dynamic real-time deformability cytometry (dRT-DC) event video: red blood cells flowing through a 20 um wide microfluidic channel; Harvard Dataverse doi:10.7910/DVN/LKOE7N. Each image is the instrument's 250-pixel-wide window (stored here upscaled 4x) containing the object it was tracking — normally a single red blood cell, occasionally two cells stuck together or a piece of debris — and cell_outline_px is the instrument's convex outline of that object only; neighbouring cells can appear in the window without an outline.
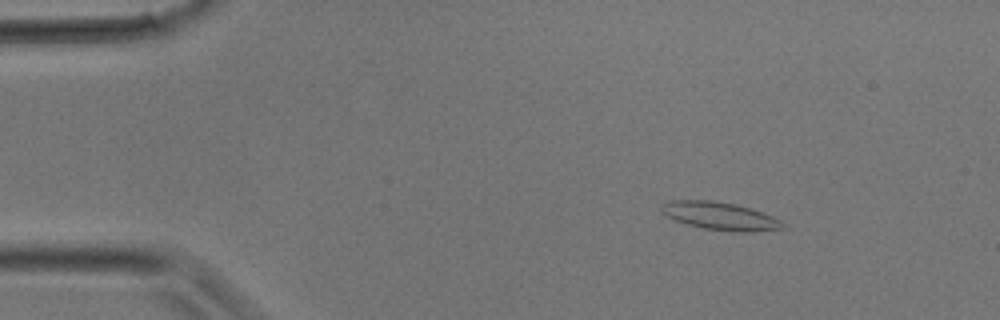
{"species": "common noctule bat (a hibernating species)", "species_latin": "Nyctalus noctula", "temperature_condition": "room temperature", "stored_images_in_passage": 24, "camera_frame_rate_fps": 3000, "um_per_image_px": 0.085, "animal": {"sex": "male", "body_mass_g": 17.9}, "frame": {"image": 1, "passage_image": 5, "time_ms": 1.333, "image_size_px": [1000, 320], "cell_outline_px": [[788, 228], [752, 232], [732, 232], [704, 228], [688, 224], [676, 220], [660, 212], [660, 204], [668, 200], [712, 200], [736, 204], [752, 208], [772, 216], [780, 220]], "centroid_in_image_um": [61.22, 18.36], "position_along_channel_um": 23.8, "area_um2": 19.94}}
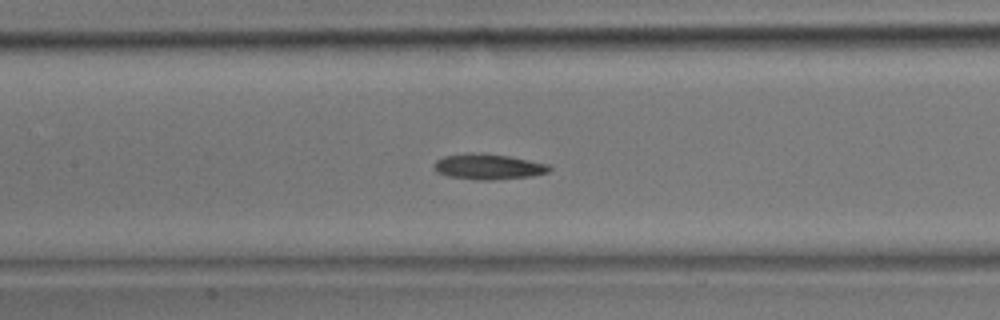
{"frame": {"image": 2, "passage_image": 15, "time_ms": 4.667, "image_size_px": [1000, 320], "cell_outline_px": [[552, 168], [548, 172], [532, 176], [492, 180], [476, 180], [448, 176], [436, 172], [432, 168], [432, 164], [436, 160], [444, 156], [472, 152], [480, 152], [508, 156], [548, 164]], "centroid_in_image_um": [41.45, 14.16], "position_along_channel_um": 165.9, "area_um2": 17.34}}
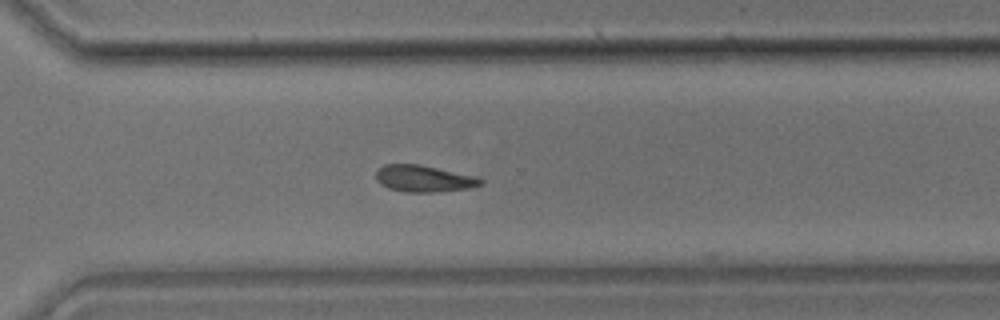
{"frame": {"image": 3, "passage_image": 23, "time_ms": 7.333, "image_size_px": [1000, 320], "cell_outline_px": [[484, 184], [468, 188], [436, 192], [404, 192], [388, 188], [380, 184], [376, 180], [376, 168], [384, 164], [420, 164], [476, 176], [484, 180]], "centroid_in_image_um": [36.0, 15.17], "position_along_channel_um": 334.6, "area_um2": 16.47}}